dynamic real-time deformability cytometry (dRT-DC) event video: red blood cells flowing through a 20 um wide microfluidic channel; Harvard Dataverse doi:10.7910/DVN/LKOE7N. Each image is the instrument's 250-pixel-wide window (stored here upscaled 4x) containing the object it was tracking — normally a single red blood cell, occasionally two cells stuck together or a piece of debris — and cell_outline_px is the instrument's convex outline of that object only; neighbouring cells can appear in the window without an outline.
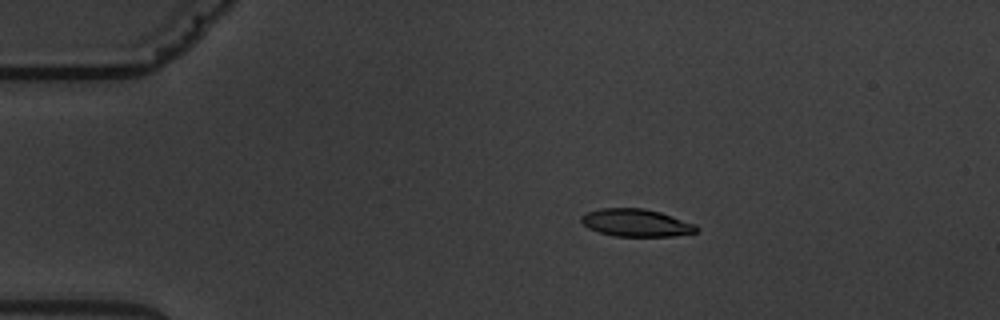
{"species": "common noctule bat (a hibernating species)", "species_latin": "Nyctalus noctula", "temperature_condition": "warm", "stored_images_in_passage": 10, "camera_frame_rate_fps": 3000, "um_per_image_px": 0.085, "animal": {"sex": "male", "body_mass_g": 19.5, "forearm_length_mm": 54.6}, "frame": {"image": 1, "passage_image": 4, "time_ms": 3.333, "image_size_px": [1000, 320], "cell_outline_px": [[700, 228], [696, 232], [672, 236], [616, 236], [600, 232], [588, 228], [580, 220], [580, 216], [588, 212], [600, 208], [644, 208], [660, 212], [696, 224]], "centroid_in_image_um": [54.08, 18.93], "position_along_channel_um": 30.9, "area_um2": 18.44}}
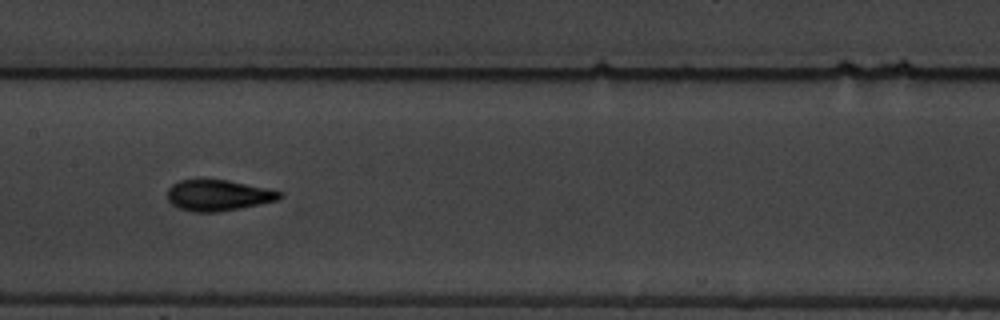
{"frame": {"image": 2, "passage_image": 9, "time_ms": 9.333, "image_size_px": [1000, 320], "cell_outline_px": [[284, 196], [276, 200], [240, 208], [216, 212], [192, 212], [176, 208], [168, 200], [168, 188], [172, 184], [180, 180], [228, 180], [284, 192]], "centroid_in_image_um": [18.52, 16.61], "position_along_channel_um": 188.9, "area_um2": 20.17}}
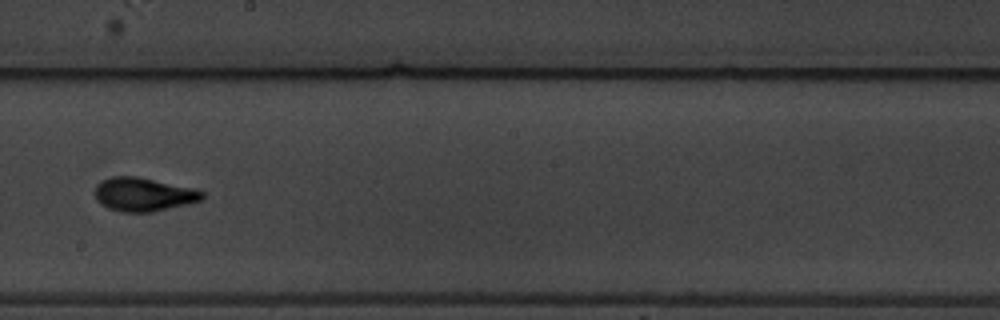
{"frame": {"image": 3, "passage_image": 10, "time_ms": 10.667, "image_size_px": [1000, 320], "cell_outline_px": [[204, 196], [200, 200], [188, 204], [152, 212], [120, 212], [108, 208], [100, 204], [96, 200], [92, 192], [96, 184], [112, 176], [136, 176], [200, 188], [204, 192]], "centroid_in_image_um": [12.2, 16.52], "position_along_channel_um": 236.0, "area_um2": 21.56}}